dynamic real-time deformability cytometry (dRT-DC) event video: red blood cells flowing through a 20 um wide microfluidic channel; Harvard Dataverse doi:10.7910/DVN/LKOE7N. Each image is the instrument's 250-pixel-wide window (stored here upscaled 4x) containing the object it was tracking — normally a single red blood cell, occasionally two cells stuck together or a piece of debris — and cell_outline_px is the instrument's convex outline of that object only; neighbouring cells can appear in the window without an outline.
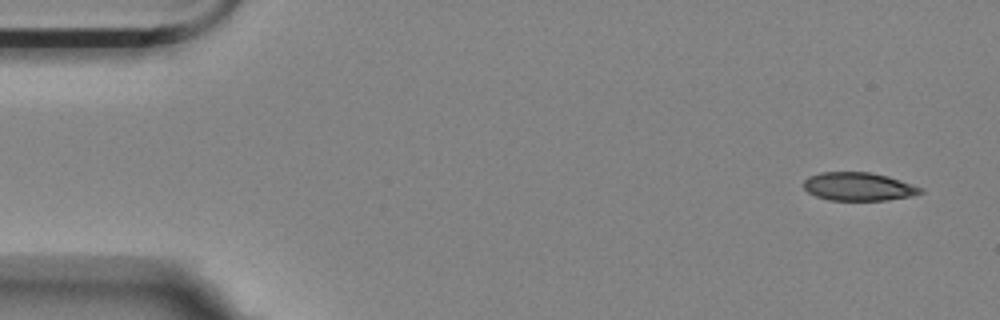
{"species": "Egyptian fruit bat (a non-hibernating species)", "species_latin": "Rousettus aegyptiacus", "temperature_condition": "room temperature", "stored_images_in_passage": 4, "camera_frame_rate_fps": 3000, "um_per_image_px": 0.085, "animal": {"sex": "female"}, "frame": {"image": 1, "passage_image": 1, "time_ms": 0.0, "image_size_px": [1000, 320], "cell_outline_px": [[924, 192], [912, 196], [888, 200], [828, 200], [816, 196], [808, 192], [804, 188], [804, 180], [808, 176], [820, 172], [872, 172], [888, 176], [924, 188]], "centroid_in_image_um": [72.99, 15.85], "position_along_channel_um": 12.0, "area_um2": 19.42}}
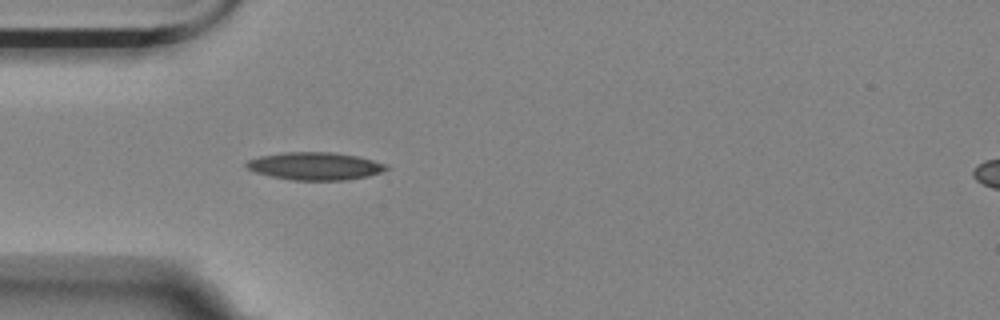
{"frame": {"image": 2, "passage_image": 4, "time_ms": 4.333, "image_size_px": [1000, 320], "cell_outline_px": [[388, 168], [380, 172], [368, 176], [344, 180], [292, 180], [272, 176], [256, 172], [248, 168], [244, 164], [248, 160], [260, 156], [280, 152], [332, 152], [356, 156], [372, 160], [384, 164]], "centroid_in_image_um": [26.74, 14.11], "position_along_channel_um": 58.3, "area_um2": 22.31}}